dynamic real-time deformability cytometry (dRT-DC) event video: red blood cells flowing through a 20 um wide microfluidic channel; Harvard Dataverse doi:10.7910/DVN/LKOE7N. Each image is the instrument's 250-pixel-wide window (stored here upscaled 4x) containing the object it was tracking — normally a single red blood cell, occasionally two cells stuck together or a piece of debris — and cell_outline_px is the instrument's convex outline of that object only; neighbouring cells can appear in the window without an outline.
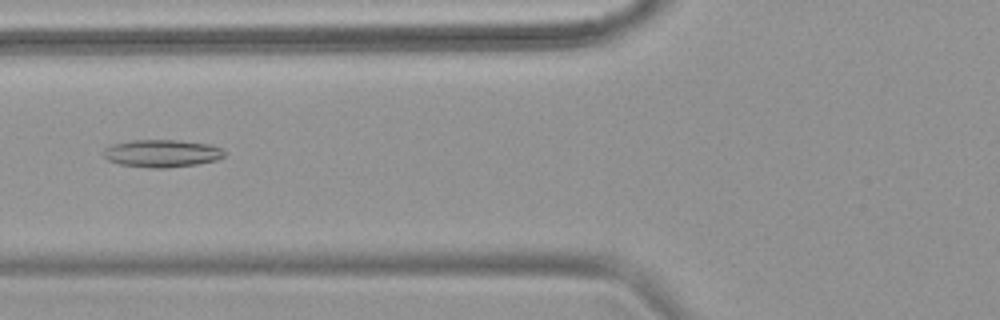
{"species": "common noctule bat (a hibernating species)", "species_latin": "Nyctalus noctula", "temperature_condition": "warm", "stored_images_in_passage": 38, "camera_frame_rate_fps": 3000, "um_per_image_px": 0.085, "animal": {"sex": "female", "body_mass_g": 18.4}, "frame": {"image": 1, "passage_image": 6, "time_ms": 1.667, "image_size_px": [1000, 320], "cell_outline_px": [[224, 156], [216, 160], [196, 164], [164, 168], [152, 168], [120, 164], [108, 160], [104, 156], [104, 148], [112, 144], [132, 140], [176, 140], [208, 144], [220, 148], [224, 152]], "centroid_in_image_um": [13.73, 13.03], "position_along_channel_um": 112.1, "area_um2": 19.19}}
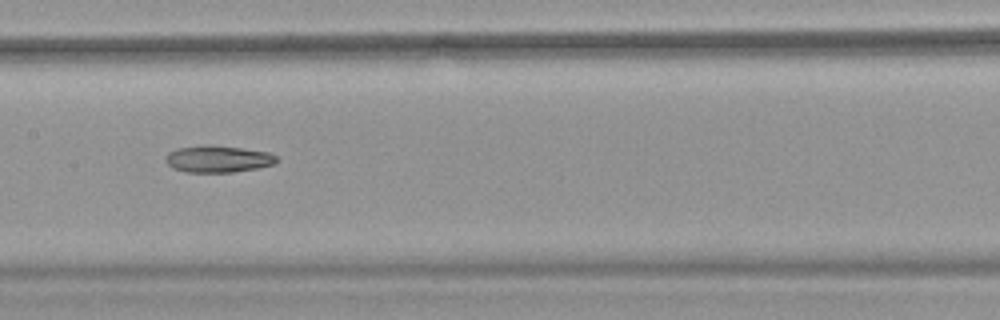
{"frame": {"image": 2, "passage_image": 12, "time_ms": 3.667, "image_size_px": [1000, 320], "cell_outline_px": [[280, 160], [276, 164], [256, 168], [232, 172], [184, 172], [172, 168], [168, 164], [168, 152], [176, 148], [200, 144], [212, 144], [268, 152], [276, 156]], "centroid_in_image_um": [18.54, 13.5], "position_along_channel_um": 188.9, "area_um2": 17.51}, "authors_computed_cell_mechanics": {"area_um2": 17.9758, "velocity_mm_per_s": 3.8424, "shape_relaxation_time_tau1_ms": null, "shape_relaxation_time_tau2_ms": 9.1315, "deformation_change_tau1": null, "deformation_change_tau2": 0.2157}}